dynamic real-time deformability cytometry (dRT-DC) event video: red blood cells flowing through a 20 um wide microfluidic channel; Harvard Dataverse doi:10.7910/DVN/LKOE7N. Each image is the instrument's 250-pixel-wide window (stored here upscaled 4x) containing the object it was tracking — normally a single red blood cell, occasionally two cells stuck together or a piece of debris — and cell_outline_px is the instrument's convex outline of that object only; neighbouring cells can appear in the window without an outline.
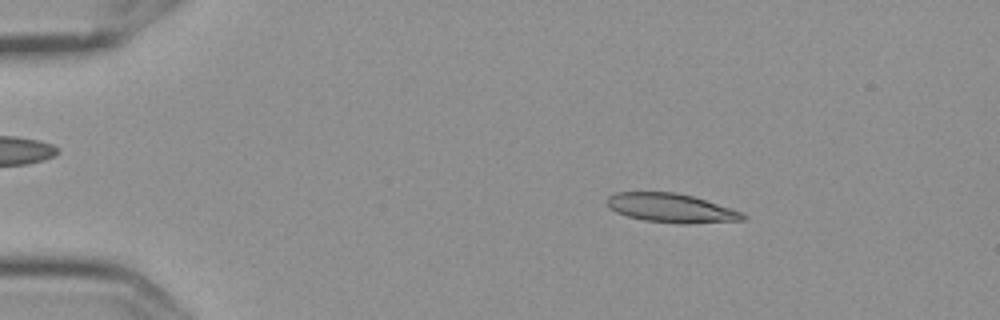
{"species": "Egyptian fruit bat (a non-hibernating species)", "species_latin": "Rousettus aegyptiacus", "temperature_condition": "cold", "stored_images_in_passage": 14, "camera_frame_rate_fps": 3000, "um_per_image_px": 0.085, "frame": {"image": 1, "passage_image": 2, "time_ms": 0.333, "image_size_px": [1000, 320], "cell_outline_px": [[748, 216], [744, 220], [688, 224], [680, 224], [644, 220], [628, 216], [616, 212], [608, 208], [604, 200], [608, 196], [616, 192], [676, 192], [692, 196], [744, 212]], "centroid_in_image_um": [57.03, 17.68], "position_along_channel_um": 28.0, "area_um2": 23.18}}
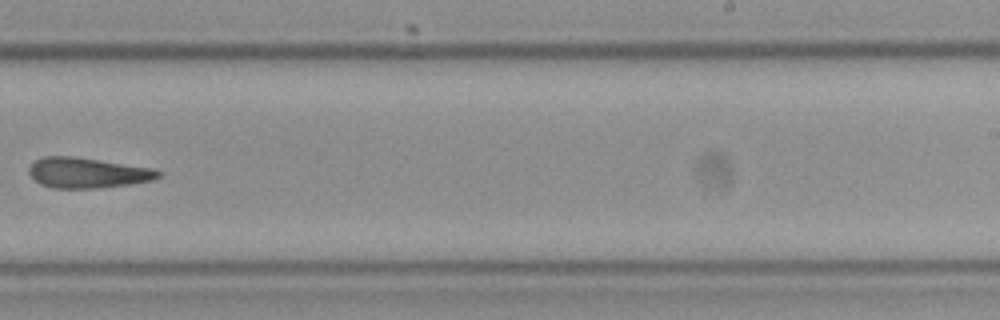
{"frame": {"image": 2, "passage_image": 9, "time_ms": 2.667, "image_size_px": [1000, 320], "cell_outline_px": [[160, 176], [152, 180], [128, 184], [96, 188], [52, 188], [40, 184], [28, 172], [28, 168], [36, 160], [44, 156], [72, 156], [152, 168], [160, 172]], "centroid_in_image_um": [7.39, 14.69], "position_along_channel_um": 281.6, "area_um2": 22.54}}
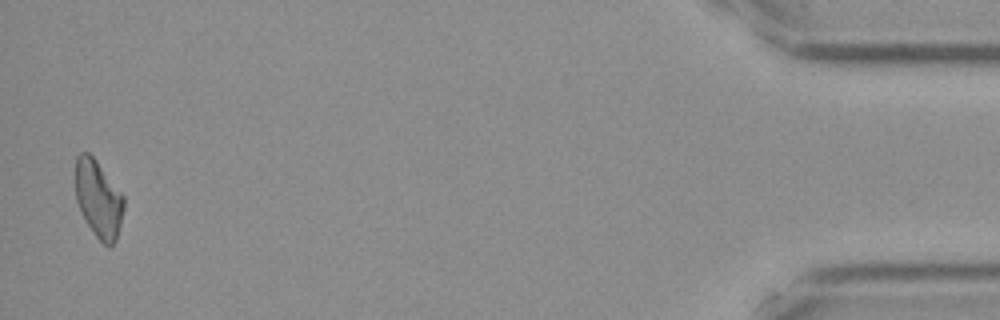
{"frame": {"image": 3, "passage_image": 14, "time_ms": 4.333, "image_size_px": [1000, 320], "cell_outline_px": [[124, 208], [116, 240], [108, 248], [96, 236], [88, 224], [76, 200], [76, 156], [80, 152], [88, 152], [96, 160], [124, 196]], "centroid_in_image_um": [8.37, 16.9], "position_along_channel_um": 426.8, "area_um2": 21.44}}